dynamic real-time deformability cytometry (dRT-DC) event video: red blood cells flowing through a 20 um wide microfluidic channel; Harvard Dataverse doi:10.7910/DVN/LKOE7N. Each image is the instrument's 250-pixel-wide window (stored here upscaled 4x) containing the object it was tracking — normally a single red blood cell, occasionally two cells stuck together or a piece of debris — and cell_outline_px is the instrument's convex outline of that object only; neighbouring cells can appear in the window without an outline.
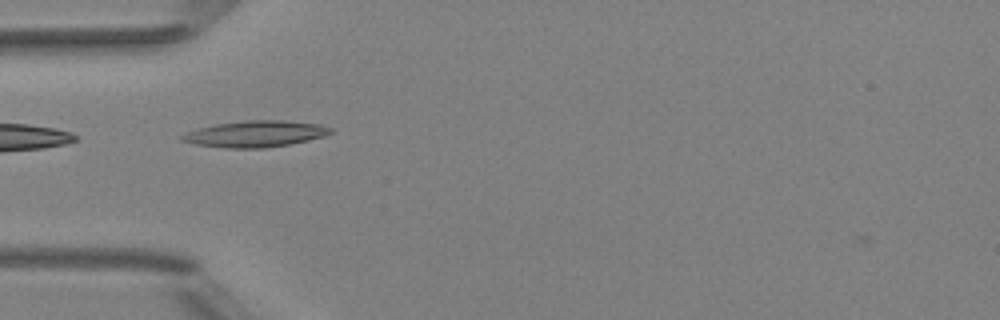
{"species": "Egyptian fruit bat (a non-hibernating species)", "species_latin": "Rousettus aegyptiacus", "temperature_condition": "room temperature", "stored_images_in_passage": 4, "camera_frame_rate_fps": 3000, "um_per_image_px": 0.085, "animal": {"sex": "female"}, "frame": {"image": 1, "passage_image": 1, "time_ms": 0.0, "image_size_px": [1000, 320], "cell_outline_px": [[332, 132], [324, 136], [308, 140], [288, 144], [264, 148], [224, 148], [196, 144], [180, 140], [180, 136], [188, 132], [200, 128], [216, 124], [248, 120], [284, 120], [320, 124], [332, 128]], "centroid_in_image_um": [21.72, 11.38], "position_along_channel_um": 63.3, "area_um2": 22.6}}
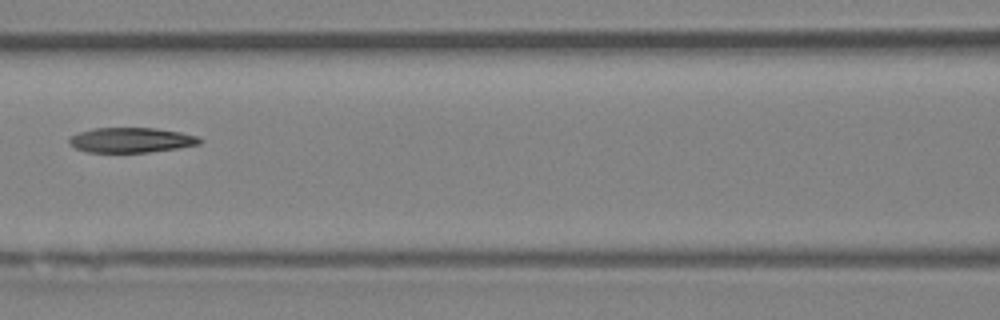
{"frame": {"image": 2, "passage_image": 3, "time_ms": 0.667, "image_size_px": [1000, 320], "cell_outline_px": [[200, 144], [176, 148], [148, 152], [88, 152], [76, 148], [68, 140], [68, 136], [92, 128], [156, 128], [180, 132], [196, 136], [200, 140]], "centroid_in_image_um": [11.11, 11.9], "position_along_channel_um": 155.5, "area_um2": 18.79}}
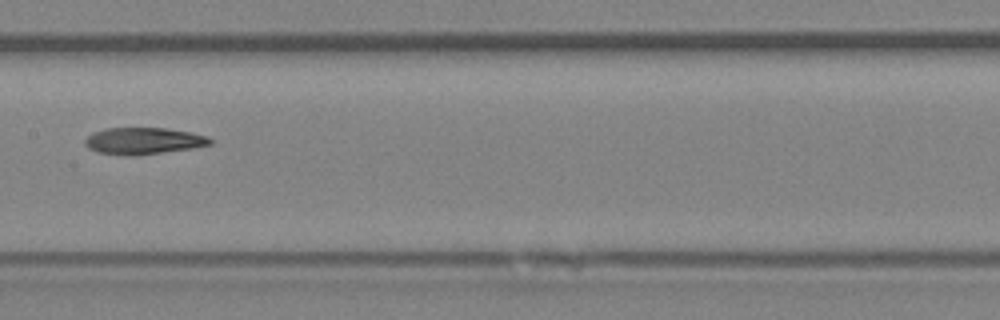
{"frame": {"image": 3, "passage_image": 4, "time_ms": 1.0, "image_size_px": [1000, 320], "cell_outline_px": [[212, 144], [192, 148], [132, 156], [128, 156], [96, 152], [88, 148], [84, 144], [84, 140], [92, 132], [104, 128], [164, 128], [188, 132], [208, 136], [212, 140]], "centroid_in_image_um": [12.14, 11.98], "position_along_channel_um": 195.3, "area_um2": 19.48}}